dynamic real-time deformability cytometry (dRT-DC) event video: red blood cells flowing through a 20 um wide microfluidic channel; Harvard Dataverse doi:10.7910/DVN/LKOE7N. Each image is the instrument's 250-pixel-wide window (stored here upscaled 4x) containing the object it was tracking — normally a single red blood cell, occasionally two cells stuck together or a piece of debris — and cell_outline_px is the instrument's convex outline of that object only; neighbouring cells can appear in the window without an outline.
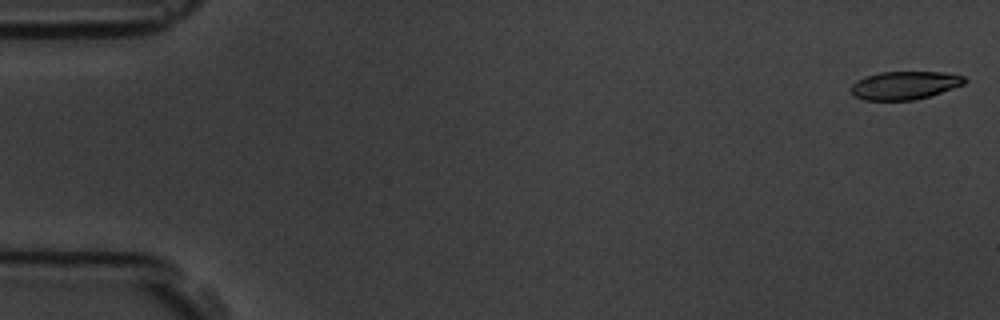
{"species": "common noctule bat (a hibernating species)", "species_latin": "Nyctalus noctula", "temperature_condition": "room temperature", "stored_images_in_passage": 6, "camera_frame_rate_fps": 3000, "um_per_image_px": 0.085, "animal": {"sex": "male", "body_mass_g": 19.5, "forearm_length_mm": 54.6}, "frame": {"image": 1, "passage_image": 1, "time_ms": 0.0, "image_size_px": [1000, 320], "cell_outline_px": [[968, 80], [964, 84], [928, 96], [912, 100], [864, 100], [856, 96], [852, 92], [852, 84], [856, 80], [864, 76], [880, 72], [940, 72], [964, 76]], "centroid_in_image_um": [76.88, 7.24], "position_along_channel_um": 8.1, "area_um2": 18.44}}
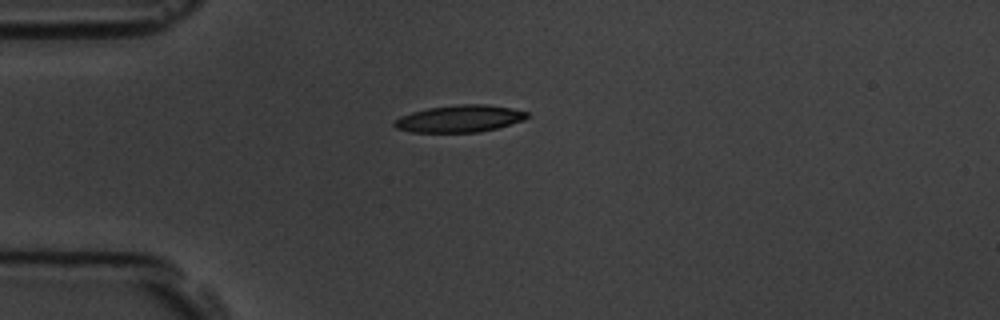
{"frame": {"image": 2, "passage_image": 4, "time_ms": 4.333, "image_size_px": [1000, 320], "cell_outline_px": [[528, 116], [524, 120], [496, 128], [480, 132], [412, 132], [396, 128], [392, 124], [400, 116], [412, 112], [428, 108], [456, 104], [488, 104], [512, 108], [528, 112]], "centroid_in_image_um": [39.07, 10.08], "position_along_channel_um": 45.9, "area_um2": 20.92}}
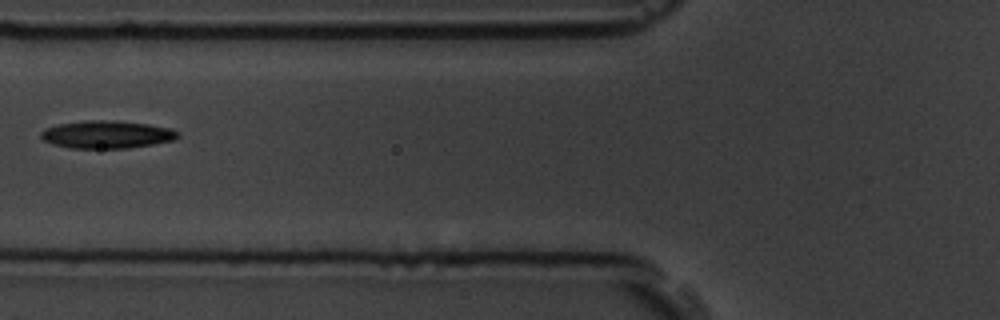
{"frame": {"image": 3, "passage_image": 6, "time_ms": 6.667, "image_size_px": [1000, 320], "cell_outline_px": [[180, 136], [172, 140], [152, 144], [128, 148], [68, 148], [52, 144], [44, 140], [40, 136], [40, 132], [44, 128], [56, 124], [88, 120], [116, 120], [148, 124], [172, 128]], "centroid_in_image_um": [9.03, 11.42], "position_along_channel_um": 116.8, "area_um2": 22.2}}